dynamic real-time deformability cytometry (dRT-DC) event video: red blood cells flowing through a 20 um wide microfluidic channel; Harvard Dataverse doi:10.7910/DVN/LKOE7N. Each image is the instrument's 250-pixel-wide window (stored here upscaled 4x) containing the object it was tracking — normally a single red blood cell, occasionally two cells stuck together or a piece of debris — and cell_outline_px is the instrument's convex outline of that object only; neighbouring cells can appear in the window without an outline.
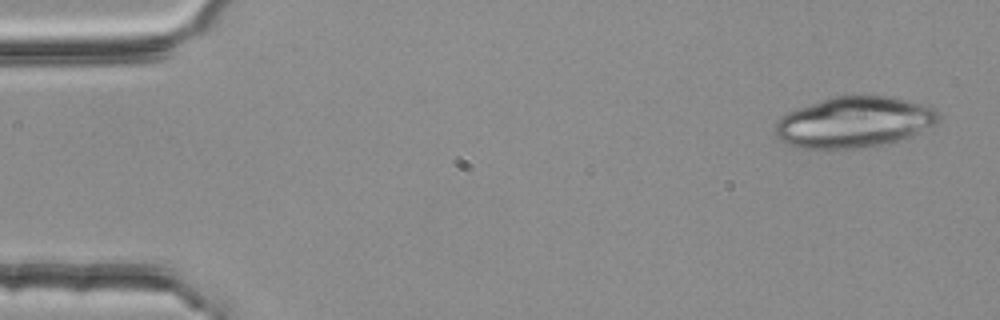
{"species": "common noctule bat (a hibernating species)", "species_latin": "Nyctalus noctula", "temperature_condition": "room temperature", "stored_images_in_passage": 3, "camera_frame_rate_fps": 3000, "um_per_image_px": 0.085, "animal": {"sex": "female", "body_mass_g": 25.1}, "frame": {"image": 1, "passage_image": 1, "time_ms": 0.0, "image_size_px": [1000, 320], "cell_outline_px": [[940, 120], [936, 124], [908, 136], [888, 144], [864, 148], [828, 152], [820, 152], [800, 148], [784, 144], [772, 132], [776, 120], [780, 116], [796, 108], [836, 96], [888, 96], [908, 100], [936, 108], [940, 116]], "centroid_in_image_um": [72.51, 10.44], "position_along_channel_um": 12.5, "area_um2": 49.71}}